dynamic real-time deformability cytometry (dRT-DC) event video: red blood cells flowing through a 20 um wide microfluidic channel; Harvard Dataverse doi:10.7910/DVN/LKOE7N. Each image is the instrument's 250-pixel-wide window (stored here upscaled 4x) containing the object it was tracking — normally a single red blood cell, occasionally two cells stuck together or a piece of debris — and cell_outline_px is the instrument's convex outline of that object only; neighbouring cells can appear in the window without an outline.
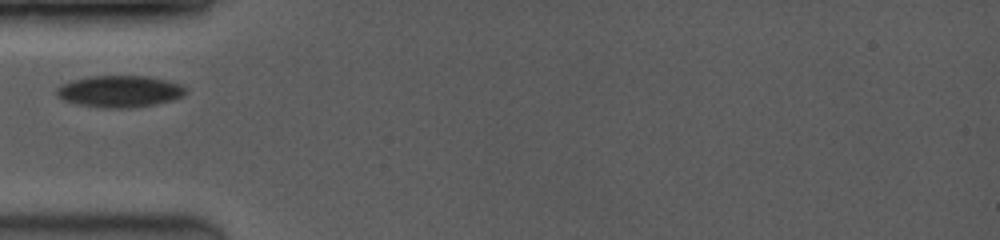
{"species": "common noctule bat (a hibernating species)", "species_latin": "Nyctalus noctula", "temperature_condition": "room temperature", "stored_images_in_passage": 2, "camera_frame_rate_fps": 3500, "um_per_image_px": 0.085, "animal": {"sex": "female", "body_mass_g": 19.0, "forearm_length_mm": 53.3}, "frame": {"image": 1, "passage_image": 2, "time_ms": 1.143, "image_size_px": [1000, 240], "cell_outline_px": [[184, 96], [172, 100], [156, 104], [132, 108], [100, 108], [76, 104], [64, 100], [56, 96], [56, 88], [72, 80], [88, 76], [148, 76], [180, 84], [184, 88]], "centroid_in_image_um": [10.13, 7.78], "position_along_channel_um": 74.9, "area_um2": 23.87}}